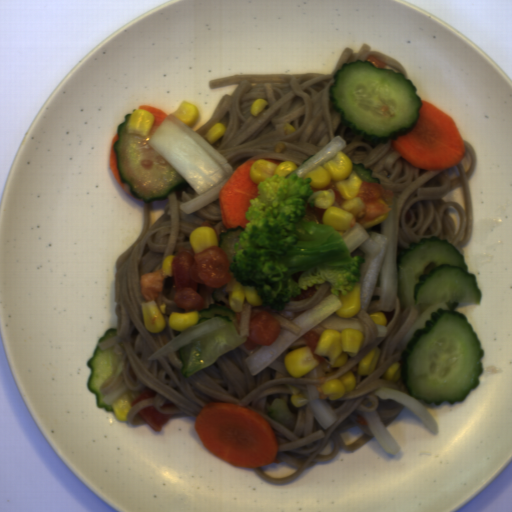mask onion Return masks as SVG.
Returning <instances> with one entry per match:
<instances>
[{"instance_id":"obj_1","label":"onion","mask_w":512,"mask_h":512,"mask_svg":"<svg viewBox=\"0 0 512 512\" xmlns=\"http://www.w3.org/2000/svg\"><path fill=\"white\" fill-rule=\"evenodd\" d=\"M196 193L180 205L191 213L219 201L235 168L204 137L176 116L166 115L148 142Z\"/></svg>"},{"instance_id":"obj_2","label":"onion","mask_w":512,"mask_h":512,"mask_svg":"<svg viewBox=\"0 0 512 512\" xmlns=\"http://www.w3.org/2000/svg\"><path fill=\"white\" fill-rule=\"evenodd\" d=\"M387 218L373 227L355 223L340 238L346 244L350 257L359 256L361 309L367 310L374 287L380 276L381 286L377 312L389 313L398 295V230L397 202L393 200Z\"/></svg>"},{"instance_id":"obj_3","label":"onion","mask_w":512,"mask_h":512,"mask_svg":"<svg viewBox=\"0 0 512 512\" xmlns=\"http://www.w3.org/2000/svg\"><path fill=\"white\" fill-rule=\"evenodd\" d=\"M338 295L329 294L304 313L296 315L291 321L293 325L299 328V333L295 334L281 326V331L275 342L269 345H257L248 350L242 343L240 348L246 353L244 359L251 375H256L264 369L273 368L283 375H291L284 362L285 350L296 341L304 337L309 330L316 333H323L331 329L342 332L344 329L362 330L361 322L354 317H340L336 311L342 307Z\"/></svg>"},{"instance_id":"obj_4","label":"onion","mask_w":512,"mask_h":512,"mask_svg":"<svg viewBox=\"0 0 512 512\" xmlns=\"http://www.w3.org/2000/svg\"><path fill=\"white\" fill-rule=\"evenodd\" d=\"M380 399H391L409 408L414 416L433 434H438V426L423 401L415 399L412 395L391 388H379L374 392Z\"/></svg>"},{"instance_id":"obj_5","label":"onion","mask_w":512,"mask_h":512,"mask_svg":"<svg viewBox=\"0 0 512 512\" xmlns=\"http://www.w3.org/2000/svg\"><path fill=\"white\" fill-rule=\"evenodd\" d=\"M346 143L340 137H335L331 142L309 157L300 165H296L297 169L295 173L298 178L305 179V176L315 168L323 166V164L329 159H333L338 155L339 151H344Z\"/></svg>"},{"instance_id":"obj_6","label":"onion","mask_w":512,"mask_h":512,"mask_svg":"<svg viewBox=\"0 0 512 512\" xmlns=\"http://www.w3.org/2000/svg\"><path fill=\"white\" fill-rule=\"evenodd\" d=\"M308 407L322 428L335 424L338 417L327 401L320 398V393L313 384H308L304 396Z\"/></svg>"},{"instance_id":"obj_7","label":"onion","mask_w":512,"mask_h":512,"mask_svg":"<svg viewBox=\"0 0 512 512\" xmlns=\"http://www.w3.org/2000/svg\"><path fill=\"white\" fill-rule=\"evenodd\" d=\"M362 417L367 420V427L377 438L388 454H398L401 446L386 429L377 411L361 412Z\"/></svg>"},{"instance_id":"obj_8","label":"onion","mask_w":512,"mask_h":512,"mask_svg":"<svg viewBox=\"0 0 512 512\" xmlns=\"http://www.w3.org/2000/svg\"><path fill=\"white\" fill-rule=\"evenodd\" d=\"M447 305L445 302H436L432 305H430L423 313H418V315L415 317L414 321L412 322L410 328L408 329L407 333L405 334L401 346H407L410 339L412 338L414 332L416 329L423 328L425 322L430 319L431 312H435L438 308L447 309Z\"/></svg>"},{"instance_id":"obj_9","label":"onion","mask_w":512,"mask_h":512,"mask_svg":"<svg viewBox=\"0 0 512 512\" xmlns=\"http://www.w3.org/2000/svg\"><path fill=\"white\" fill-rule=\"evenodd\" d=\"M377 326V335L385 336L387 334L385 325L376 324Z\"/></svg>"}]
</instances>
